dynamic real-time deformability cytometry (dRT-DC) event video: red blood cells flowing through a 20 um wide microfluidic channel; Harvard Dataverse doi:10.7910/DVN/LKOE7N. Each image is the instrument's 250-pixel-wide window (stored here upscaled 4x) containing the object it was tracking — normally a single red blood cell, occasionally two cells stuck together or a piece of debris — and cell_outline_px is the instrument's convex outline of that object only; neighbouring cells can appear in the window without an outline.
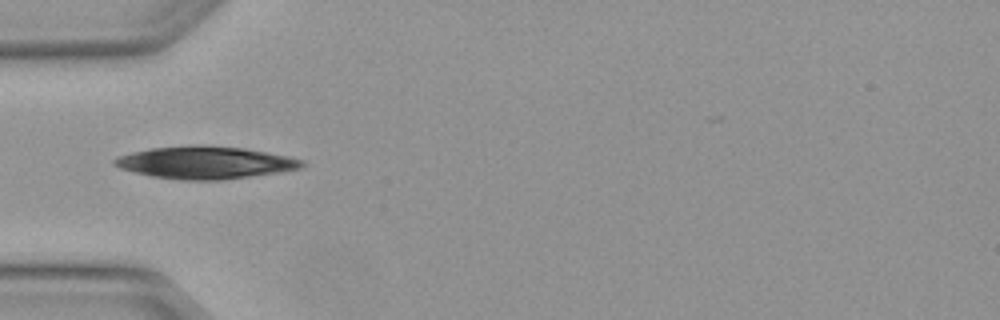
{"species": "Egyptian fruit bat (a non-hibernating species)", "species_latin": "Rousettus aegyptiacus", "temperature_condition": "warm", "stored_images_in_passage": 2, "camera_frame_rate_fps": 3000, "um_per_image_px": 0.085, "animal": {"sex": "female"}, "frame": {"image": 1, "passage_image": 2, "time_ms": 0.333, "image_size_px": [1000, 320], "cell_outline_px": [[304, 168], [280, 172], [220, 180], [184, 180], [152, 176], [120, 168], [112, 164], [112, 160], [116, 156], [132, 152], [152, 148], [196, 144], [200, 144], [244, 148], [288, 156], [304, 160]], "centroid_in_image_um": [17.45, 13.81], "position_along_channel_um": 67.6, "area_um2": 35.49}}